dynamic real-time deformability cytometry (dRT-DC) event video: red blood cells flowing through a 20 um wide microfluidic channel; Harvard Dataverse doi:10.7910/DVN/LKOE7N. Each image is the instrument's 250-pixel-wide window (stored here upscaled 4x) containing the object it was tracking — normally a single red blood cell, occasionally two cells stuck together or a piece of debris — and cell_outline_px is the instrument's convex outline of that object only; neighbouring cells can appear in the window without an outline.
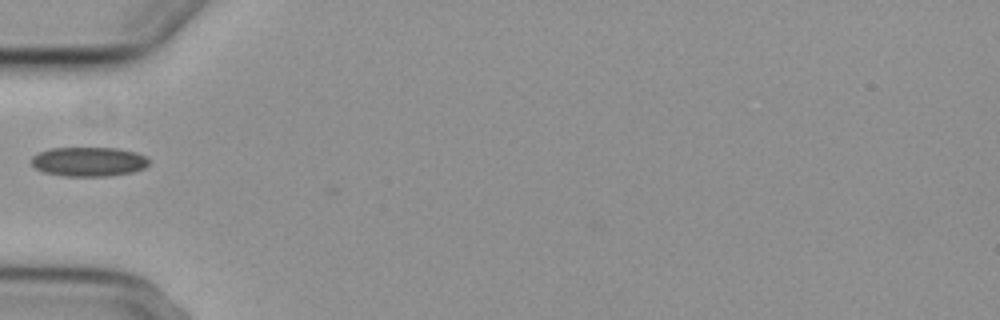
{"species": "common noctule bat (a hibernating species)", "species_latin": "Nyctalus noctula", "temperature_condition": "cold", "stored_images_in_passage": 3, "camera_frame_rate_fps": 3000, "um_per_image_px": 0.085, "animal": {"sex": "female", "body_mass_g": 29.2, "forearm_length_mm": 56.3}, "frame": {"image": 1, "passage_image": 3, "time_ms": 3.333, "image_size_px": [1000, 320], "cell_outline_px": [[148, 164], [144, 168], [132, 172], [108, 176], [64, 176], [44, 172], [36, 168], [32, 164], [32, 156], [40, 152], [52, 148], [116, 148], [136, 152], [148, 156]], "centroid_in_image_um": [7.56, 13.74], "position_along_channel_um": 77.4, "area_um2": 20.06}}